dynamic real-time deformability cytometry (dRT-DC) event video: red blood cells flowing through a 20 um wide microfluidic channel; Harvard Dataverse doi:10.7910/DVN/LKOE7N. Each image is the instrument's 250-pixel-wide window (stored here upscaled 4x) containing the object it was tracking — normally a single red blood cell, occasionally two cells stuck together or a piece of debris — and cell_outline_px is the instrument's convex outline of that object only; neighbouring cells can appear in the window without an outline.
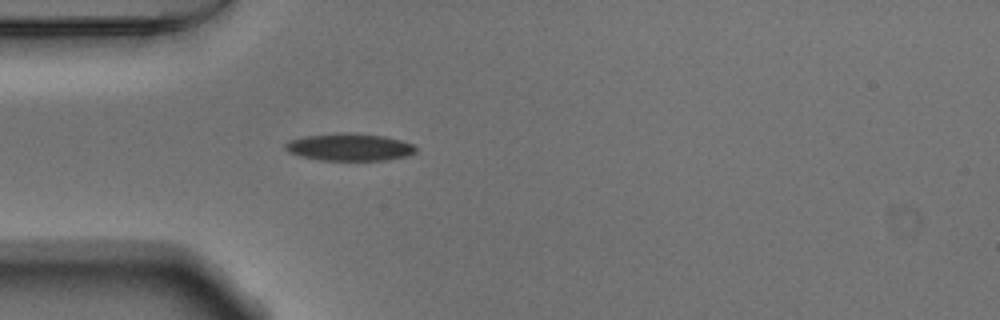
{"species": "Egyptian fruit bat (a non-hibernating species)", "species_latin": "Rousettus aegyptiacus", "temperature_condition": "warm", "stored_images_in_passage": 39, "camera_frame_rate_fps": 3000, "um_per_image_px": 0.085, "animal": {"sex": "male"}, "frame": {"image": 1, "passage_image": 1, "time_ms": 0.0, "image_size_px": [1000, 320], "cell_outline_px": [[416, 152], [408, 156], [384, 160], [320, 160], [300, 156], [288, 152], [284, 148], [284, 144], [288, 140], [304, 136], [336, 132], [352, 132], [384, 136], [400, 140], [412, 144], [416, 148]], "centroid_in_image_um": [29.67, 12.49], "position_along_channel_um": 55.3, "area_um2": 21.04}}
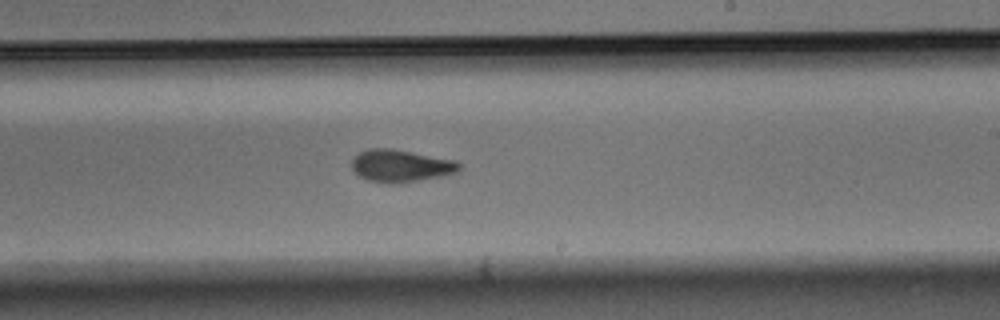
{"frame": {"image": 2, "passage_image": 17, "time_ms": 5.333, "image_size_px": [1000, 320], "cell_outline_px": [[460, 168], [456, 172], [440, 176], [396, 184], [388, 184], [368, 180], [352, 172], [352, 160], [360, 152], [368, 148], [388, 148], [456, 160], [460, 164]], "centroid_in_image_um": [34.02, 14.1], "position_along_channel_um": 255.0, "area_um2": 20.11}}
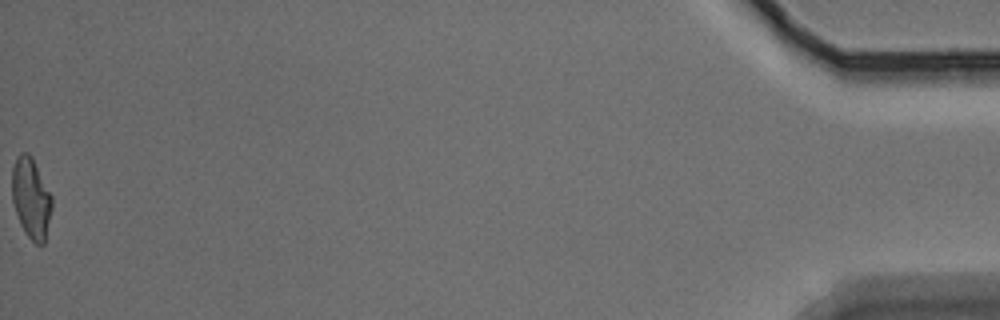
{"frame": {"image": 3, "passage_image": 39, "time_ms": 12.667, "image_size_px": [1000, 320], "cell_outline_px": [[52, 208], [44, 244], [36, 244], [24, 232], [20, 224], [12, 200], [12, 168], [16, 156], [20, 152], [28, 152], [32, 156], [52, 196]], "centroid_in_image_um": [2.64, 16.81], "position_along_channel_um": 432.6, "area_um2": 18.84}, "authors_computed_cell_mechanics": {"area_um2": 19.8254, "velocity_mm_per_s": 3.8197, "shape_relaxation_time_tau1_ms": 5.5402, "shape_relaxation_time_tau2_ms": 3.4318, "deformation_change_tau1": 0.1575, "deformation_change_tau2": 0.1013}}